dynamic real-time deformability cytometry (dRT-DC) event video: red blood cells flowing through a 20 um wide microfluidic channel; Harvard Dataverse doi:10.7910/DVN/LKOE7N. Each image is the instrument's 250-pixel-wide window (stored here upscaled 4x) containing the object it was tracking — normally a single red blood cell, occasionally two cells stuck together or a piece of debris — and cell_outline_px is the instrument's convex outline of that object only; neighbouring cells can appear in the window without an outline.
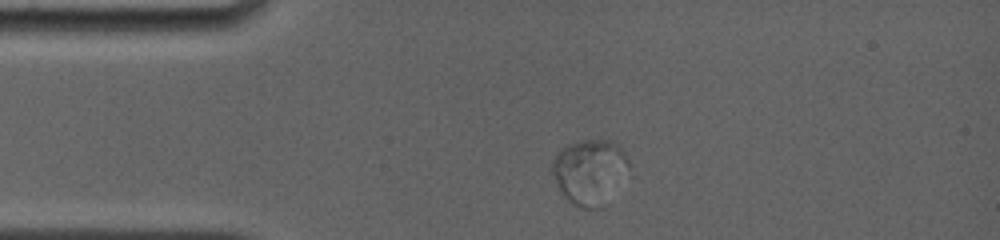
{"species": "common noctule bat (a hibernating species)", "species_latin": "Nyctalus noctula", "temperature_condition": "room temperature", "stored_images_in_passage": 9, "camera_frame_rate_fps": 4000, "um_per_image_px": 0.085, "animal": {"sex": "female", "body_mass_g": 19.0, "forearm_length_mm": 56.7}, "frame": {"image": 1, "passage_image": 2, "time_ms": 1.0, "image_size_px": [1000, 240], "cell_outline_px": [[628, 164], [592, 208], [584, 208], [568, 200], [564, 196], [548, 168], [552, 160], [568, 144], [580, 140], [612, 140], [620, 144], [628, 160]], "centroid_in_image_um": [49.96, 14.43], "position_along_channel_um": 35.0, "area_um2": 26.76}}
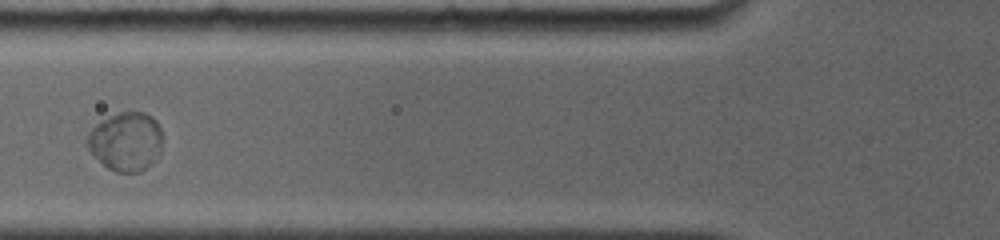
{"frame": {"image": 2, "passage_image": 6, "time_ms": 4.0, "image_size_px": [1000, 240], "cell_outline_px": [[160, 144], [148, 164], [140, 172], [116, 172], [108, 168], [88, 148], [88, 136], [92, 128], [100, 120], [120, 112], [144, 112], [152, 116], [156, 120], [160, 128]], "centroid_in_image_um": [10.66, 11.98], "position_along_channel_um": 115.1, "area_um2": 24.8}}
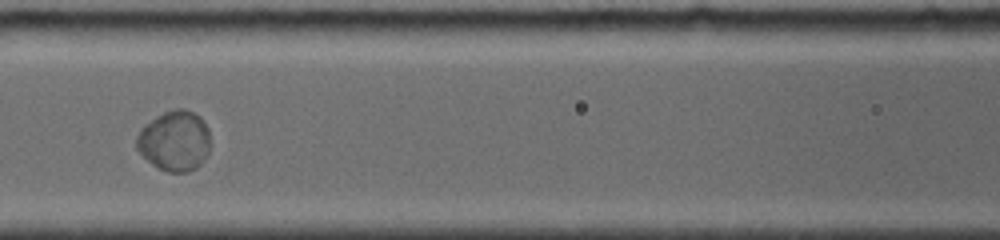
{"frame": {"image": 3, "passage_image": 8, "time_ms": 5.0, "image_size_px": [1000, 240], "cell_outline_px": [[208, 152], [200, 164], [196, 168], [188, 172], [168, 172], [156, 168], [136, 148], [136, 136], [140, 128], [144, 124], [156, 116], [164, 112], [176, 108], [184, 108], [200, 116], [208, 128]], "centroid_in_image_um": [14.81, 11.96], "position_along_channel_um": 151.8, "area_um2": 25.95}}